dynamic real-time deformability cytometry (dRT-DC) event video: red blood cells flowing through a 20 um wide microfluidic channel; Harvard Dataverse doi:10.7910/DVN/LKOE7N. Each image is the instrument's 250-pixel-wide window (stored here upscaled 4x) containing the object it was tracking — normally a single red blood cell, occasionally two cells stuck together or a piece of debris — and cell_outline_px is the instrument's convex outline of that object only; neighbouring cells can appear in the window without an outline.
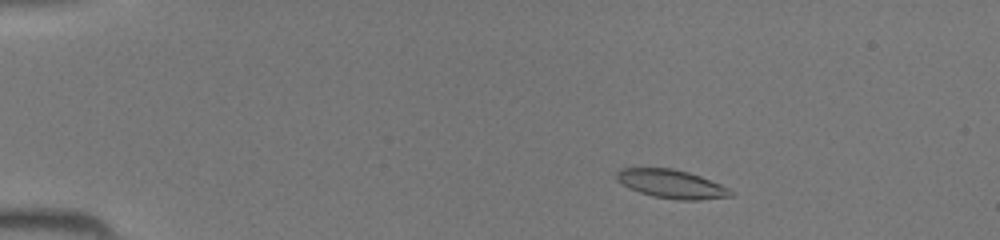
{"species": "common noctule bat (a hibernating species)", "species_latin": "Nyctalus noctula", "temperature_condition": "room temperature", "stored_images_in_passage": 42, "camera_frame_rate_fps": 3000, "um_per_image_px": 0.085, "animal": {"sex": "female", "body_mass_g": 19.5, "forearm_length_mm": 54.1}, "frame": {"image": 1, "passage_image": 5, "time_ms": 1.333, "image_size_px": [1000, 240], "cell_outline_px": [[736, 192], [732, 196], [700, 200], [680, 200], [652, 196], [628, 188], [616, 180], [616, 172], [620, 168], [672, 168], [688, 172], [700, 176], [720, 184]], "centroid_in_image_um": [57.07, 15.64], "position_along_channel_um": 27.9, "area_um2": 19.07}}
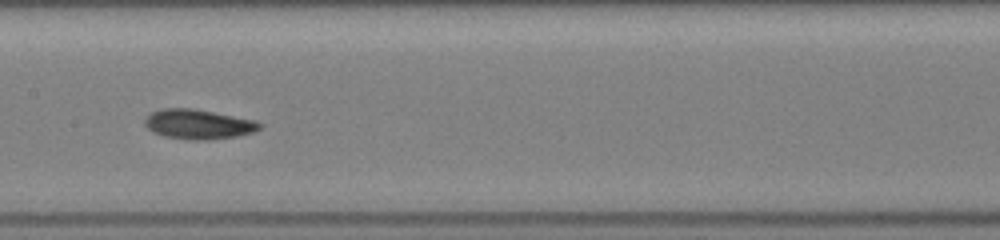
{"frame": {"image": 2, "passage_image": 21, "time_ms": 6.667, "image_size_px": [1000, 240], "cell_outline_px": [[264, 124], [260, 128], [252, 132], [236, 136], [208, 140], [188, 140], [164, 136], [152, 132], [144, 124], [144, 120], [152, 112], [160, 108], [196, 108], [256, 120]], "centroid_in_image_um": [16.86, 10.55], "position_along_channel_um": 190.5, "area_um2": 20.11}}
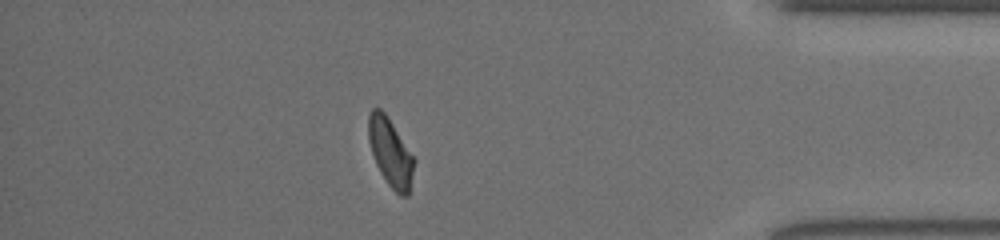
{"frame": {"image": 3, "passage_image": 37, "time_ms": 12.0, "image_size_px": [1000, 240], "cell_outline_px": [[416, 160], [408, 196], [400, 196], [388, 184], [380, 172], [376, 164], [368, 140], [368, 116], [372, 108], [380, 108], [388, 116]], "centroid_in_image_um": [33.19, 12.94], "position_along_channel_um": 402.0, "area_um2": 18.15}}